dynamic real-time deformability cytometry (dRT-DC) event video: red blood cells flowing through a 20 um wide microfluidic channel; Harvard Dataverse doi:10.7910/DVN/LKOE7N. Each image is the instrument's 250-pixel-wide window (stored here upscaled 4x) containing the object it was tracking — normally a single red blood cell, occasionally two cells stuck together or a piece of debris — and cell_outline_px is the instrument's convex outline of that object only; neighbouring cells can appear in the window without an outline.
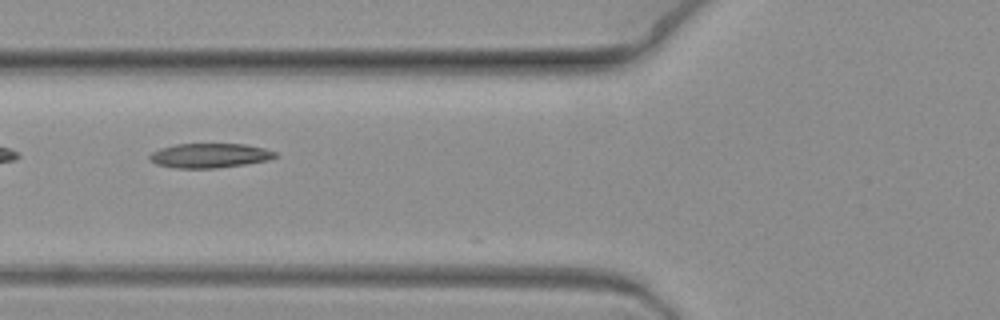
{"species": "common noctule bat (a hibernating species)", "species_latin": "Nyctalus noctula", "temperature_condition": "warm", "stored_images_in_passage": 4, "camera_frame_rate_fps": 3000, "um_per_image_px": 0.085, "animal": {"sex": "female", "body_mass_g": 19.3, "forearm_length_mm": 54.1}, "frame": {"image": 1, "passage_image": 3, "time_ms": 0.667, "image_size_px": [1000, 320], "cell_outline_px": [[276, 156], [268, 160], [244, 164], [216, 168], [176, 168], [156, 164], [148, 156], [152, 152], [160, 148], [176, 144], [244, 144], [264, 148], [276, 152]], "centroid_in_image_um": [17.81, 13.22], "position_along_channel_um": 108.0, "area_um2": 17.74}}